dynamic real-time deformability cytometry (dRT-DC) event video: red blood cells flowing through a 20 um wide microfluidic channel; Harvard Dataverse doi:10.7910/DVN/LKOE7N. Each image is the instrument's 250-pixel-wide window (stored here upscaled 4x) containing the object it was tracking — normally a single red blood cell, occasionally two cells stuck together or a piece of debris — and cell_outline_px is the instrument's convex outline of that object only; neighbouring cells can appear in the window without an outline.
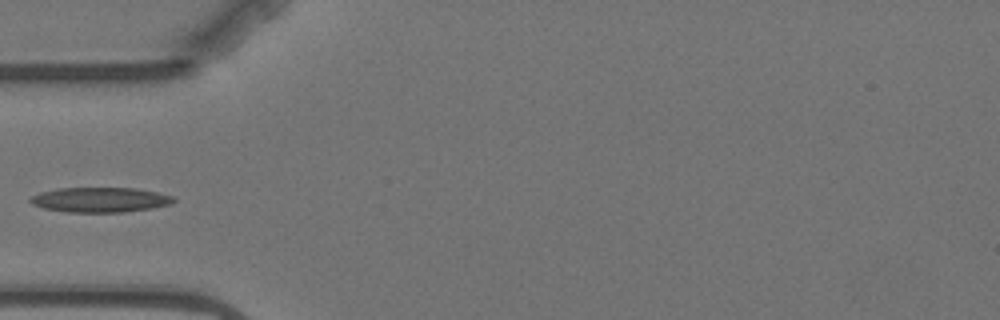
{"species": "Egyptian fruit bat (a non-hibernating species)", "species_latin": "Rousettus aegyptiacus", "temperature_condition": "warm", "stored_images_in_passage": 3, "camera_frame_rate_fps": 3000, "um_per_image_px": 0.085, "animal": {"sex": "female"}, "frame": {"image": 1, "passage_image": 3, "time_ms": 4.0, "image_size_px": [1000, 320], "cell_outline_px": [[176, 200], [172, 204], [152, 208], [124, 212], [68, 212], [44, 208], [32, 204], [28, 200], [28, 196], [40, 192], [56, 188], [136, 188], [156, 192], [172, 196]], "centroid_in_image_um": [8.48, 16.98], "position_along_channel_um": 76.5, "area_um2": 20.92}}